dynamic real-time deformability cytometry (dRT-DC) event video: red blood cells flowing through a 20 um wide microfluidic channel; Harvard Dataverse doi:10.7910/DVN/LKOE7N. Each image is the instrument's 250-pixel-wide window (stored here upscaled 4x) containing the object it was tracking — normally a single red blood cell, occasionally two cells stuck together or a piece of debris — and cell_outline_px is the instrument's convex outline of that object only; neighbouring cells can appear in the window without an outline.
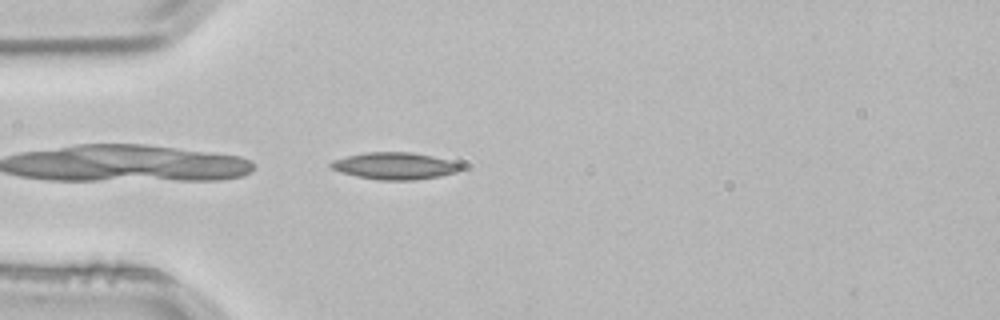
{"species": "common noctule bat (a hibernating species)", "species_latin": "Nyctalus noctula", "temperature_condition": "room temperature", "stored_images_in_passage": 2, "camera_frame_rate_fps": 3000, "um_per_image_px": 0.085, "animal": {"sex": "male", "body_mass_g": 21.5, "forearm_length_mm": 52.0}, "frame": {"image": 1, "passage_image": 2, "time_ms": 0.333, "image_size_px": [1000, 320], "cell_outline_px": [[460, 168], [456, 172], [440, 176], [416, 180], [380, 180], [356, 176], [340, 172], [332, 168], [328, 164], [332, 160], [344, 156], [364, 152], [412, 152], [432, 156], [448, 160], [460, 164]], "centroid_in_image_um": [33.49, 14.1], "position_along_channel_um": 51.5, "area_um2": 20.4}}